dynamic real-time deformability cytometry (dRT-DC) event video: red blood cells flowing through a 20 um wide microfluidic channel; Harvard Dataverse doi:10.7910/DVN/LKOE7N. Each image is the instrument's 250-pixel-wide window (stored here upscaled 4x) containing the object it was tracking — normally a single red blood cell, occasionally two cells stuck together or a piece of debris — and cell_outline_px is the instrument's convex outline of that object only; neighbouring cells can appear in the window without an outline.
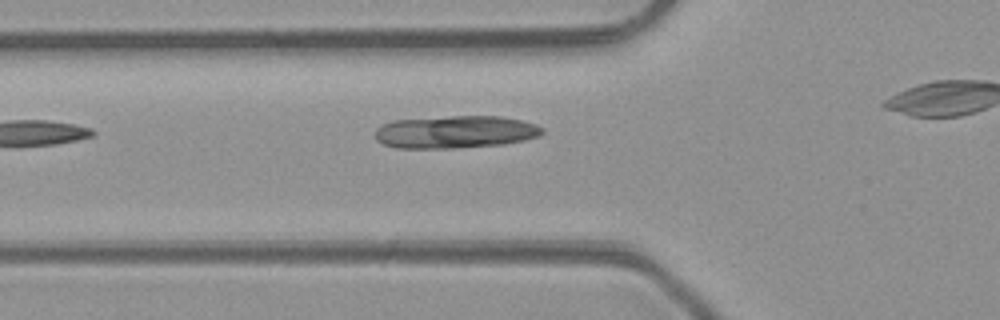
{"species": "common noctule bat (a hibernating species)", "species_latin": "Nyctalus noctula", "temperature_condition": "room temperature", "stored_images_in_passage": 6, "camera_frame_rate_fps": 3000, "um_per_image_px": 0.085, "animal": {"sex": "male", "body_mass_g": 23.1, "forearm_length_mm": 52.7}, "frame": {"image": 1, "passage_image": 4, "time_ms": 3.333, "image_size_px": [1000, 320], "cell_outline_px": [[544, 132], [540, 136], [524, 140], [504, 144], [456, 148], [396, 148], [384, 144], [376, 140], [376, 128], [384, 124], [396, 120], [452, 116], [500, 116], [520, 120], [536, 124], [544, 128]], "centroid_in_image_um": [38.74, 11.22], "position_along_channel_um": 87.1, "area_um2": 31.73}}